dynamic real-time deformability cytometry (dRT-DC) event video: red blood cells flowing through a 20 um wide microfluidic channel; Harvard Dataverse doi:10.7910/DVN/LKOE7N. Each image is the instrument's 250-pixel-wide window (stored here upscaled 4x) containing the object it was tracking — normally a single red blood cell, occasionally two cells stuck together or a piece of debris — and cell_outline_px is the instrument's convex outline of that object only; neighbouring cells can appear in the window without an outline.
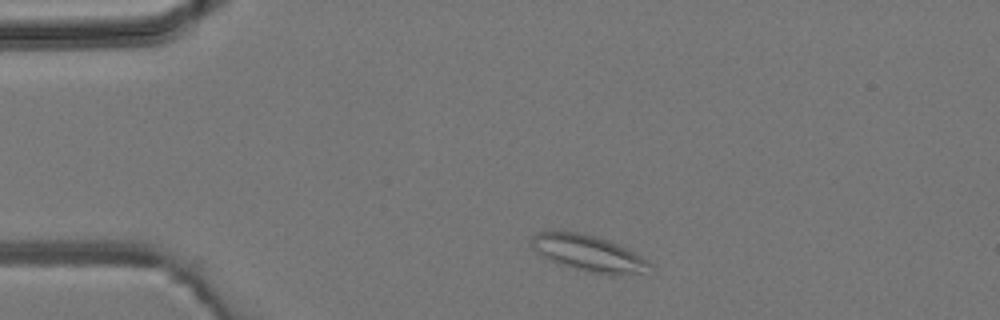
{"species": "common noctule bat (a hibernating species)", "species_latin": "Nyctalus noctula", "temperature_condition": "room temperature", "stored_images_in_passage": 2, "camera_frame_rate_fps": 3000, "um_per_image_px": 0.085, "animal": {"sex": "male", "body_mass_g": 19.2, "forearm_length_mm": 51.8}, "frame": {"image": 1, "passage_image": 1, "time_ms": 0.0, "image_size_px": [1000, 320], "cell_outline_px": [[652, 264], [640, 272], [616, 276], [612, 276], [588, 272], [552, 260], [544, 256], [532, 248], [532, 236], [536, 232], [576, 232], [608, 240], [648, 260]], "centroid_in_image_um": [50.01, 21.54], "position_along_channel_um": 35.0, "area_um2": 23.99}}
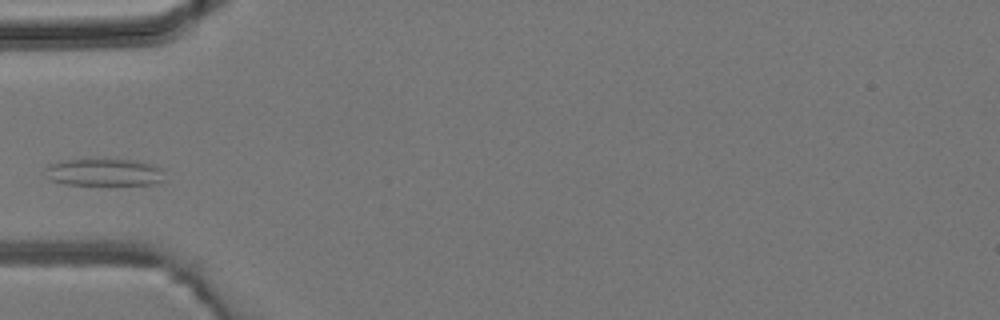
{"frame": {"image": 2, "passage_image": 2, "time_ms": 2.0, "image_size_px": [1000, 320], "cell_outline_px": [[164, 180], [156, 184], [64, 184], [52, 180], [44, 176], [44, 168], [48, 164], [68, 160], [136, 160], [152, 164], [164, 168]], "centroid_in_image_um": [8.87, 14.64], "position_along_channel_um": 76.1, "area_um2": 18.96}}